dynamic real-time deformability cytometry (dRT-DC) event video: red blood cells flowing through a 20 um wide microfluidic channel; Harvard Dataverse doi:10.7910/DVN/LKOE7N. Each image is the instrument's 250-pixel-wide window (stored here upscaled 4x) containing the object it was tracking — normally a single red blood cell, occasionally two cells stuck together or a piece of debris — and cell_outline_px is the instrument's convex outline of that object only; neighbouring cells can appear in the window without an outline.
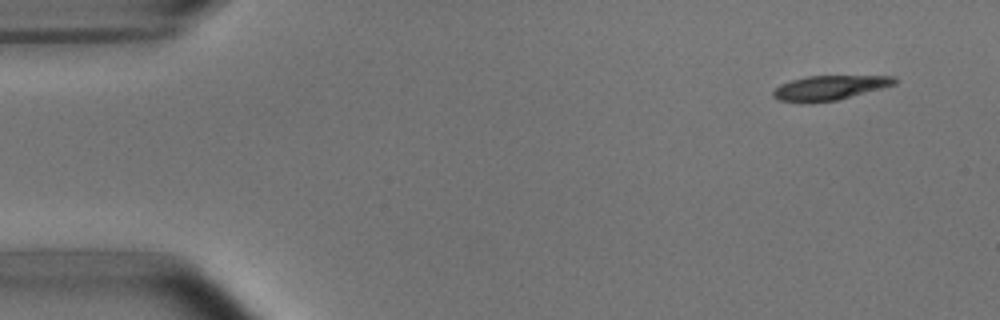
{"species": "common noctule bat (a hibernating species)", "species_latin": "Nyctalus noctula", "temperature_condition": "room temperature", "stored_images_in_passage": 5, "camera_frame_rate_fps": 3000, "um_per_image_px": 0.085, "animal": {"sex": "male", "body_mass_g": 15.6}, "frame": {"image": 1, "passage_image": 1, "time_ms": 0.0, "image_size_px": [1000, 320], "cell_outline_px": [[900, 80], [896, 84], [836, 100], [776, 100], [772, 96], [772, 92], [780, 84], [792, 80], [808, 76], [896, 76]], "centroid_in_image_um": [70.58, 7.41], "position_along_channel_um": 14.4, "area_um2": 16.65}}
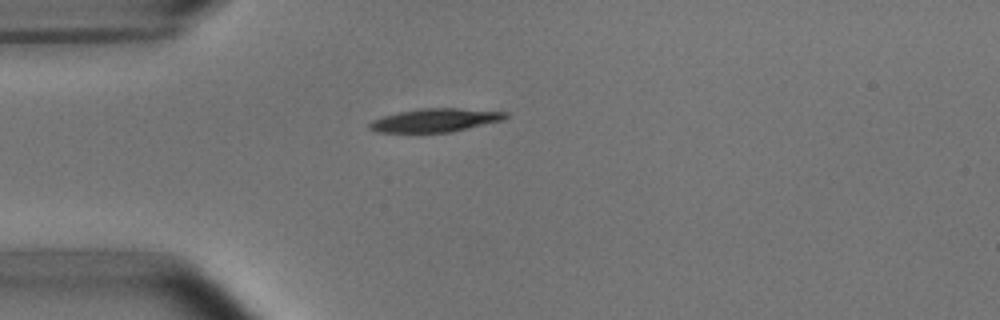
{"frame": {"image": 2, "passage_image": 4, "time_ms": 3.333, "image_size_px": [1000, 320], "cell_outline_px": [[508, 116], [504, 120], [452, 132], [376, 132], [368, 128], [368, 124], [372, 120], [384, 116], [400, 112], [420, 108], [456, 108], [508, 112]], "centroid_in_image_um": [37.01, 10.22], "position_along_channel_um": 48.0, "area_um2": 18.5}}